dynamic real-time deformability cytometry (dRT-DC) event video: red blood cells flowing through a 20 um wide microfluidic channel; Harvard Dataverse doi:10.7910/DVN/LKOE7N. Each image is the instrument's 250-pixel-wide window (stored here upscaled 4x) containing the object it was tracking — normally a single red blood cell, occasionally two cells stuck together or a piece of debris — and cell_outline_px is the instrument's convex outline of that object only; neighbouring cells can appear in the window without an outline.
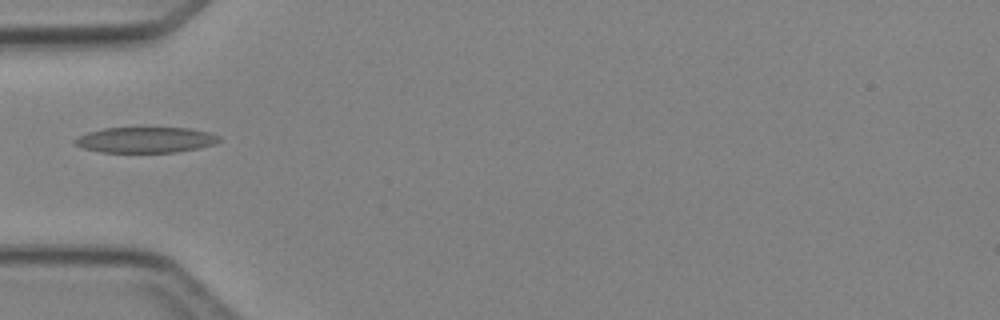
{"species": "Egyptian fruit bat (a non-hibernating species)", "species_latin": "Rousettus aegyptiacus", "temperature_condition": "cold", "stored_images_in_passage": 1, "camera_frame_rate_fps": 3000, "um_per_image_px": 0.085, "animal": {"sex": "female"}, "frame": {"image": 1, "passage_image": 1, "time_ms": 0.0, "image_size_px": [1000, 320], "cell_outline_px": [[220, 140], [216, 144], [200, 148], [176, 152], [100, 152], [84, 148], [76, 144], [72, 140], [88, 132], [104, 128], [188, 128], [208, 132], [220, 136]], "centroid_in_image_um": [12.41, 11.89], "position_along_channel_um": 72.6, "area_um2": 21.5}}